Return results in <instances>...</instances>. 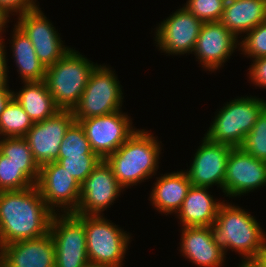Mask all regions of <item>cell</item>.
Wrapping results in <instances>:
<instances>
[{"label":"cell","mask_w":266,"mask_h":267,"mask_svg":"<svg viewBox=\"0 0 266 267\" xmlns=\"http://www.w3.org/2000/svg\"><path fill=\"white\" fill-rule=\"evenodd\" d=\"M53 215L36 185L0 191V247L49 233Z\"/></svg>","instance_id":"obj_1"},{"label":"cell","mask_w":266,"mask_h":267,"mask_svg":"<svg viewBox=\"0 0 266 267\" xmlns=\"http://www.w3.org/2000/svg\"><path fill=\"white\" fill-rule=\"evenodd\" d=\"M212 227L224 253L231 249L249 260L266 252V232L255 217L239 206L223 200Z\"/></svg>","instance_id":"obj_2"},{"label":"cell","mask_w":266,"mask_h":267,"mask_svg":"<svg viewBox=\"0 0 266 267\" xmlns=\"http://www.w3.org/2000/svg\"><path fill=\"white\" fill-rule=\"evenodd\" d=\"M148 132L137 129L105 159L123 190L125 187L144 182L158 170L161 146L157 138Z\"/></svg>","instance_id":"obj_3"},{"label":"cell","mask_w":266,"mask_h":267,"mask_svg":"<svg viewBox=\"0 0 266 267\" xmlns=\"http://www.w3.org/2000/svg\"><path fill=\"white\" fill-rule=\"evenodd\" d=\"M96 66L71 48L54 65L46 68L44 81L60 110H72L78 103Z\"/></svg>","instance_id":"obj_4"},{"label":"cell","mask_w":266,"mask_h":267,"mask_svg":"<svg viewBox=\"0 0 266 267\" xmlns=\"http://www.w3.org/2000/svg\"><path fill=\"white\" fill-rule=\"evenodd\" d=\"M265 107L261 98H235L220 108L204 136L211 142L241 147Z\"/></svg>","instance_id":"obj_5"},{"label":"cell","mask_w":266,"mask_h":267,"mask_svg":"<svg viewBox=\"0 0 266 267\" xmlns=\"http://www.w3.org/2000/svg\"><path fill=\"white\" fill-rule=\"evenodd\" d=\"M114 72L108 65L93 69L81 98L71 110L75 122L122 109V87Z\"/></svg>","instance_id":"obj_6"},{"label":"cell","mask_w":266,"mask_h":267,"mask_svg":"<svg viewBox=\"0 0 266 267\" xmlns=\"http://www.w3.org/2000/svg\"><path fill=\"white\" fill-rule=\"evenodd\" d=\"M84 226L89 262L122 267L131 235L103 215H84Z\"/></svg>","instance_id":"obj_7"},{"label":"cell","mask_w":266,"mask_h":267,"mask_svg":"<svg viewBox=\"0 0 266 267\" xmlns=\"http://www.w3.org/2000/svg\"><path fill=\"white\" fill-rule=\"evenodd\" d=\"M57 214L54 213L49 229L55 245V267H84L89 263L84 215Z\"/></svg>","instance_id":"obj_8"},{"label":"cell","mask_w":266,"mask_h":267,"mask_svg":"<svg viewBox=\"0 0 266 267\" xmlns=\"http://www.w3.org/2000/svg\"><path fill=\"white\" fill-rule=\"evenodd\" d=\"M92 151L105 160L126 142L137 129H133L132 120L122 110L110 114L81 119Z\"/></svg>","instance_id":"obj_9"},{"label":"cell","mask_w":266,"mask_h":267,"mask_svg":"<svg viewBox=\"0 0 266 267\" xmlns=\"http://www.w3.org/2000/svg\"><path fill=\"white\" fill-rule=\"evenodd\" d=\"M36 187L54 213L60 212L59 208L63 213H74L77 210L81 184L56 161L40 166Z\"/></svg>","instance_id":"obj_10"},{"label":"cell","mask_w":266,"mask_h":267,"mask_svg":"<svg viewBox=\"0 0 266 267\" xmlns=\"http://www.w3.org/2000/svg\"><path fill=\"white\" fill-rule=\"evenodd\" d=\"M16 25L30 39L39 61L47 68L54 65L71 48L63 45L57 29L37 7L21 14Z\"/></svg>","instance_id":"obj_11"},{"label":"cell","mask_w":266,"mask_h":267,"mask_svg":"<svg viewBox=\"0 0 266 267\" xmlns=\"http://www.w3.org/2000/svg\"><path fill=\"white\" fill-rule=\"evenodd\" d=\"M202 25L203 22L183 6L158 25L156 46L168 55L192 53Z\"/></svg>","instance_id":"obj_12"},{"label":"cell","mask_w":266,"mask_h":267,"mask_svg":"<svg viewBox=\"0 0 266 267\" xmlns=\"http://www.w3.org/2000/svg\"><path fill=\"white\" fill-rule=\"evenodd\" d=\"M74 122L71 110H59L55 115L35 122L28 130L24 138L39 166L57 161L60 144Z\"/></svg>","instance_id":"obj_13"},{"label":"cell","mask_w":266,"mask_h":267,"mask_svg":"<svg viewBox=\"0 0 266 267\" xmlns=\"http://www.w3.org/2000/svg\"><path fill=\"white\" fill-rule=\"evenodd\" d=\"M122 189L112 168L102 160L81 183L80 202L74 214L103 215L104 210L119 197Z\"/></svg>","instance_id":"obj_14"},{"label":"cell","mask_w":266,"mask_h":267,"mask_svg":"<svg viewBox=\"0 0 266 267\" xmlns=\"http://www.w3.org/2000/svg\"><path fill=\"white\" fill-rule=\"evenodd\" d=\"M266 186V162L248 154L242 147H232L227 160L224 193L237 197Z\"/></svg>","instance_id":"obj_15"},{"label":"cell","mask_w":266,"mask_h":267,"mask_svg":"<svg viewBox=\"0 0 266 267\" xmlns=\"http://www.w3.org/2000/svg\"><path fill=\"white\" fill-rule=\"evenodd\" d=\"M232 146L211 142L206 136L194 154L190 170L185 171L192 186L213 187L224 192L227 160Z\"/></svg>","instance_id":"obj_16"},{"label":"cell","mask_w":266,"mask_h":267,"mask_svg":"<svg viewBox=\"0 0 266 267\" xmlns=\"http://www.w3.org/2000/svg\"><path fill=\"white\" fill-rule=\"evenodd\" d=\"M237 37L220 21L203 23L193 52L207 71L219 70L234 53ZM238 43V44H237Z\"/></svg>","instance_id":"obj_17"},{"label":"cell","mask_w":266,"mask_h":267,"mask_svg":"<svg viewBox=\"0 0 266 267\" xmlns=\"http://www.w3.org/2000/svg\"><path fill=\"white\" fill-rule=\"evenodd\" d=\"M0 267H55V245L50 233L0 247Z\"/></svg>","instance_id":"obj_18"},{"label":"cell","mask_w":266,"mask_h":267,"mask_svg":"<svg viewBox=\"0 0 266 267\" xmlns=\"http://www.w3.org/2000/svg\"><path fill=\"white\" fill-rule=\"evenodd\" d=\"M180 252L199 267H221L225 253L216 241L213 227H183Z\"/></svg>","instance_id":"obj_19"},{"label":"cell","mask_w":266,"mask_h":267,"mask_svg":"<svg viewBox=\"0 0 266 267\" xmlns=\"http://www.w3.org/2000/svg\"><path fill=\"white\" fill-rule=\"evenodd\" d=\"M208 187L192 186L178 210L183 227H212L222 202L209 194Z\"/></svg>","instance_id":"obj_20"},{"label":"cell","mask_w":266,"mask_h":267,"mask_svg":"<svg viewBox=\"0 0 266 267\" xmlns=\"http://www.w3.org/2000/svg\"><path fill=\"white\" fill-rule=\"evenodd\" d=\"M154 184L149 197L152 206L167 215L178 212L191 187L187 173L183 170L166 173L158 177Z\"/></svg>","instance_id":"obj_21"},{"label":"cell","mask_w":266,"mask_h":267,"mask_svg":"<svg viewBox=\"0 0 266 267\" xmlns=\"http://www.w3.org/2000/svg\"><path fill=\"white\" fill-rule=\"evenodd\" d=\"M266 20V0H226L220 22L237 38Z\"/></svg>","instance_id":"obj_22"},{"label":"cell","mask_w":266,"mask_h":267,"mask_svg":"<svg viewBox=\"0 0 266 267\" xmlns=\"http://www.w3.org/2000/svg\"><path fill=\"white\" fill-rule=\"evenodd\" d=\"M22 83H24V86L21 90L17 93L13 90V97L34 123L43 121L60 110L55 104L45 81Z\"/></svg>","instance_id":"obj_23"},{"label":"cell","mask_w":266,"mask_h":267,"mask_svg":"<svg viewBox=\"0 0 266 267\" xmlns=\"http://www.w3.org/2000/svg\"><path fill=\"white\" fill-rule=\"evenodd\" d=\"M14 27L10 43L19 77L23 82L44 81L46 67L39 61L30 39L16 24Z\"/></svg>","instance_id":"obj_24"},{"label":"cell","mask_w":266,"mask_h":267,"mask_svg":"<svg viewBox=\"0 0 266 267\" xmlns=\"http://www.w3.org/2000/svg\"><path fill=\"white\" fill-rule=\"evenodd\" d=\"M38 164H16L0 153V191L23 190L36 185Z\"/></svg>","instance_id":"obj_25"},{"label":"cell","mask_w":266,"mask_h":267,"mask_svg":"<svg viewBox=\"0 0 266 267\" xmlns=\"http://www.w3.org/2000/svg\"><path fill=\"white\" fill-rule=\"evenodd\" d=\"M33 125L23 107L12 97L0 115V136L24 137Z\"/></svg>","instance_id":"obj_26"},{"label":"cell","mask_w":266,"mask_h":267,"mask_svg":"<svg viewBox=\"0 0 266 267\" xmlns=\"http://www.w3.org/2000/svg\"><path fill=\"white\" fill-rule=\"evenodd\" d=\"M81 154H95L86 137L84 128L79 122H74L66 131L60 144L58 158H68L69 156Z\"/></svg>","instance_id":"obj_27"},{"label":"cell","mask_w":266,"mask_h":267,"mask_svg":"<svg viewBox=\"0 0 266 267\" xmlns=\"http://www.w3.org/2000/svg\"><path fill=\"white\" fill-rule=\"evenodd\" d=\"M248 154L266 162V107L241 146Z\"/></svg>","instance_id":"obj_28"},{"label":"cell","mask_w":266,"mask_h":267,"mask_svg":"<svg viewBox=\"0 0 266 267\" xmlns=\"http://www.w3.org/2000/svg\"><path fill=\"white\" fill-rule=\"evenodd\" d=\"M101 161L96 154H81L58 158L56 162L81 184Z\"/></svg>","instance_id":"obj_29"},{"label":"cell","mask_w":266,"mask_h":267,"mask_svg":"<svg viewBox=\"0 0 266 267\" xmlns=\"http://www.w3.org/2000/svg\"><path fill=\"white\" fill-rule=\"evenodd\" d=\"M0 137V153L16 164H37L24 137Z\"/></svg>","instance_id":"obj_30"},{"label":"cell","mask_w":266,"mask_h":267,"mask_svg":"<svg viewBox=\"0 0 266 267\" xmlns=\"http://www.w3.org/2000/svg\"><path fill=\"white\" fill-rule=\"evenodd\" d=\"M241 40L238 49H241L244 55L247 54V57L253 59L266 57V20L249 31Z\"/></svg>","instance_id":"obj_31"},{"label":"cell","mask_w":266,"mask_h":267,"mask_svg":"<svg viewBox=\"0 0 266 267\" xmlns=\"http://www.w3.org/2000/svg\"><path fill=\"white\" fill-rule=\"evenodd\" d=\"M226 0H188L184 7L203 23L220 21Z\"/></svg>","instance_id":"obj_32"},{"label":"cell","mask_w":266,"mask_h":267,"mask_svg":"<svg viewBox=\"0 0 266 267\" xmlns=\"http://www.w3.org/2000/svg\"><path fill=\"white\" fill-rule=\"evenodd\" d=\"M38 6L39 5L36 4V0H0V8L7 15H12L14 12L16 15L20 16L21 14L37 8Z\"/></svg>","instance_id":"obj_33"},{"label":"cell","mask_w":266,"mask_h":267,"mask_svg":"<svg viewBox=\"0 0 266 267\" xmlns=\"http://www.w3.org/2000/svg\"><path fill=\"white\" fill-rule=\"evenodd\" d=\"M248 69L251 82L259 87L266 88V57L253 59Z\"/></svg>","instance_id":"obj_34"},{"label":"cell","mask_w":266,"mask_h":267,"mask_svg":"<svg viewBox=\"0 0 266 267\" xmlns=\"http://www.w3.org/2000/svg\"><path fill=\"white\" fill-rule=\"evenodd\" d=\"M5 42H0V85L1 84H5L8 82L7 78H8V74L7 72L8 71V67H7V57H6V50L4 48L5 45H4Z\"/></svg>","instance_id":"obj_35"},{"label":"cell","mask_w":266,"mask_h":267,"mask_svg":"<svg viewBox=\"0 0 266 267\" xmlns=\"http://www.w3.org/2000/svg\"><path fill=\"white\" fill-rule=\"evenodd\" d=\"M13 97V90H9L7 83L0 85V115L9 100Z\"/></svg>","instance_id":"obj_36"},{"label":"cell","mask_w":266,"mask_h":267,"mask_svg":"<svg viewBox=\"0 0 266 267\" xmlns=\"http://www.w3.org/2000/svg\"><path fill=\"white\" fill-rule=\"evenodd\" d=\"M10 18L9 15H7L1 8H0V42H4L2 38V32L4 30V28L6 27L5 25L7 24V22H9Z\"/></svg>","instance_id":"obj_37"},{"label":"cell","mask_w":266,"mask_h":267,"mask_svg":"<svg viewBox=\"0 0 266 267\" xmlns=\"http://www.w3.org/2000/svg\"><path fill=\"white\" fill-rule=\"evenodd\" d=\"M241 261L238 267H261L254 259L243 260L241 258Z\"/></svg>","instance_id":"obj_38"},{"label":"cell","mask_w":266,"mask_h":267,"mask_svg":"<svg viewBox=\"0 0 266 267\" xmlns=\"http://www.w3.org/2000/svg\"><path fill=\"white\" fill-rule=\"evenodd\" d=\"M261 267H266V252L260 254L254 259Z\"/></svg>","instance_id":"obj_39"},{"label":"cell","mask_w":266,"mask_h":267,"mask_svg":"<svg viewBox=\"0 0 266 267\" xmlns=\"http://www.w3.org/2000/svg\"><path fill=\"white\" fill-rule=\"evenodd\" d=\"M84 267H117L114 265H106V264H96V263H87Z\"/></svg>","instance_id":"obj_40"}]
</instances>
